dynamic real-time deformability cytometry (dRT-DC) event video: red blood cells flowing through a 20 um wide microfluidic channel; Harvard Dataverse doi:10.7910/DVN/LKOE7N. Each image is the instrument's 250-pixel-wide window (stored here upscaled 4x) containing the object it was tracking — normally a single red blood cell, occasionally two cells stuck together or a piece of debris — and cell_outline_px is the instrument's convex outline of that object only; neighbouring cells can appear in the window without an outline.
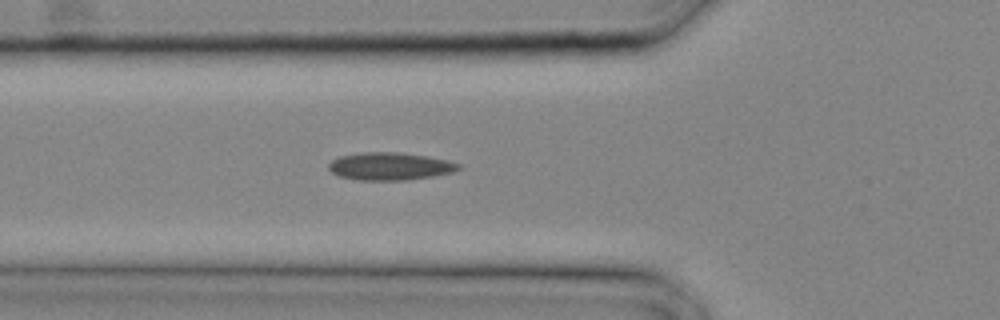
{"species": "common noctule bat (a hibernating species)", "species_latin": "Nyctalus noctula", "temperature_condition": "cold", "stored_images_in_passage": 4, "camera_frame_rate_fps": 3000, "um_per_image_px": 0.085, "animal": {"sex": "male", "body_mass_g": 20.4}, "frame": {"image": 1, "passage_image": 2, "time_ms": 0.333, "image_size_px": [1000, 320], "cell_outline_px": [[460, 168], [452, 172], [432, 176], [408, 180], [360, 180], [340, 176], [332, 172], [328, 168], [328, 164], [332, 160], [340, 156], [360, 152], [400, 152], [428, 156], [448, 160], [460, 164]], "centroid_in_image_um": [33.14, 14.12], "position_along_channel_um": 92.7, "area_um2": 20.92}}